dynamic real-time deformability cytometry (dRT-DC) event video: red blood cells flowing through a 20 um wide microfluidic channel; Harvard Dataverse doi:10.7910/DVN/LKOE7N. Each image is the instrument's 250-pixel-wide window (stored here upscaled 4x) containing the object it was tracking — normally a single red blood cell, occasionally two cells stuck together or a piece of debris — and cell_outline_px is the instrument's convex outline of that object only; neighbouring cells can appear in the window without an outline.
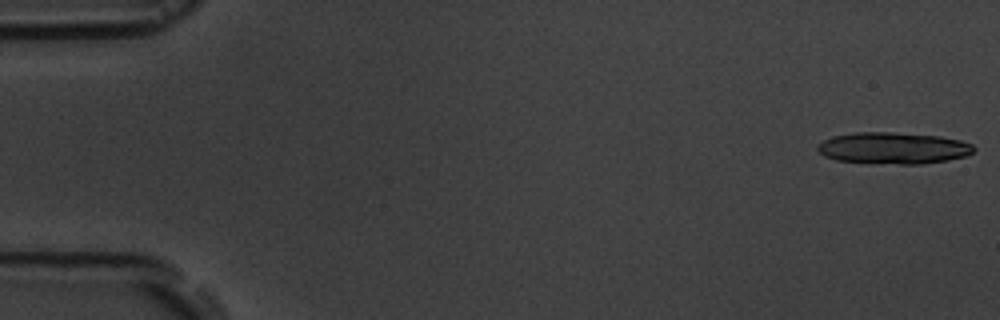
{"species": "common noctule bat (a hibernating species)", "species_latin": "Nyctalus noctula", "temperature_condition": "room temperature", "stored_images_in_passage": 11, "segment_of_instrument_passage": [1, 2], "camera_frame_rate_fps": 3000, "um_per_image_px": 0.085, "animal": {"sex": "male", "body_mass_g": 19.5, "forearm_length_mm": 54.6}, "frame": {"image": 1, "passage_image": 1, "time_ms": 0.0, "image_size_px": [1000, 320], "cell_outline_px": [[976, 148], [968, 156], [948, 160], [920, 164], [900, 164], [836, 160], [824, 156], [816, 148], [816, 144], [832, 136], [856, 132], [892, 132], [940, 136], [960, 140], [972, 144]], "centroid_in_image_um": [75.94, 12.58], "position_along_channel_um": 9.1, "area_um2": 28.78}}